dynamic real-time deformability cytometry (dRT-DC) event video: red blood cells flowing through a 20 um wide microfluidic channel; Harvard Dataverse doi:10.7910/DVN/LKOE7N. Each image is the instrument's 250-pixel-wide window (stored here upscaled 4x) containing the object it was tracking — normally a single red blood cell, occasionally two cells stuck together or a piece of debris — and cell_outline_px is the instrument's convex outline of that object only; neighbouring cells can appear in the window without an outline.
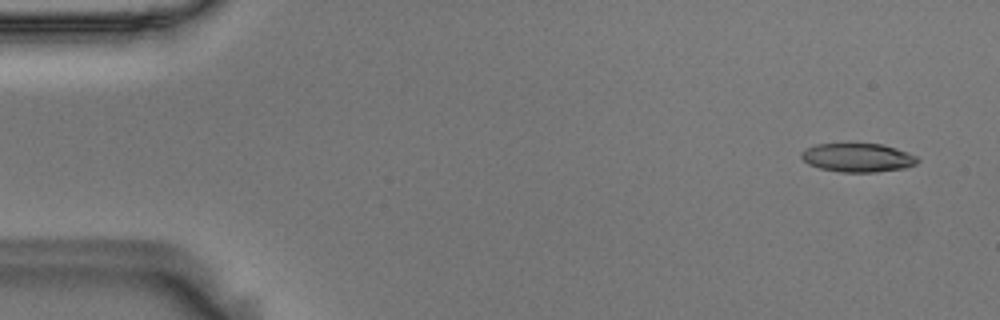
{"species": "Egyptian fruit bat (a non-hibernating species)", "species_latin": "Rousettus aegyptiacus", "temperature_condition": "room temperature", "stored_images_in_passage": 17, "camera_frame_rate_fps": 3000, "um_per_image_px": 0.085, "animal": {"sex": "male"}, "frame": {"image": 1, "passage_image": 3, "time_ms": 0.667, "image_size_px": [1000, 320], "cell_outline_px": [[920, 160], [916, 164], [904, 168], [876, 172], [840, 172], [820, 168], [808, 164], [800, 156], [800, 152], [816, 144], [884, 144], [896, 148], [916, 156]], "centroid_in_image_um": [72.91, 13.4], "position_along_channel_um": 12.1, "area_um2": 19.36}}
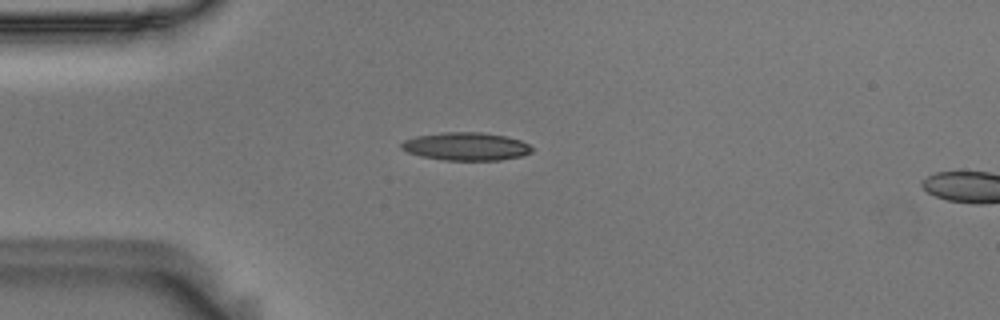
{"frame": {"image": 2, "passage_image": 14, "time_ms": 4.333, "image_size_px": [1000, 320], "cell_outline_px": [[532, 152], [520, 156], [500, 160], [444, 160], [420, 156], [408, 152], [400, 148], [400, 144], [404, 140], [416, 136], [440, 132], [480, 132], [508, 136], [520, 140], [528, 144], [532, 148]], "centroid_in_image_um": [39.59, 12.44], "position_along_channel_um": 45.4, "area_um2": 21.39}}